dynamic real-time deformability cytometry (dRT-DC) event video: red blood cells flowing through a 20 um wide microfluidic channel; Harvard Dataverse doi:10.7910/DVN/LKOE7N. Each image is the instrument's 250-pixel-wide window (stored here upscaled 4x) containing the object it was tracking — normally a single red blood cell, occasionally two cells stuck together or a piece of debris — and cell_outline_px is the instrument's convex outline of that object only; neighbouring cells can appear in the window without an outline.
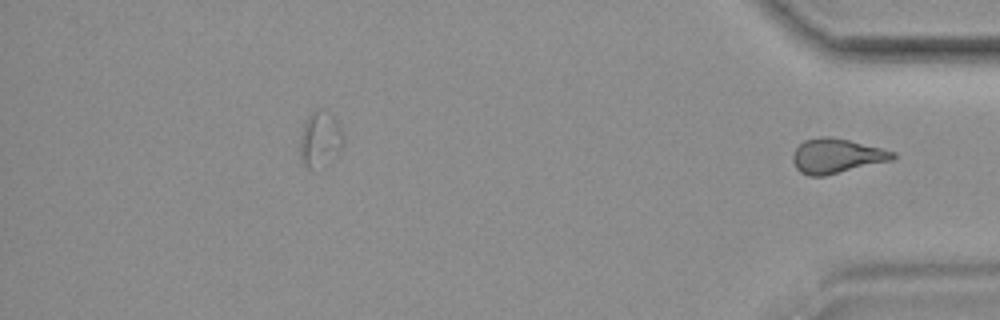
{"species": "common noctule bat (a hibernating species)", "species_latin": "Nyctalus noctula", "temperature_condition": "room temperature", "stored_images_in_passage": 40, "segment_of_instrument_passage": [2, 2], "camera_frame_rate_fps": 3000, "um_per_image_px": 0.085, "animal": {"sex": "female", "body_mass_g": 19.9}, "frame": {"image": 1, "passage_image": 40, "time_ms": 13.0, "image_size_px": [1000, 320], "cell_outline_px": [[896, 156], [892, 160], [824, 176], [808, 176], [800, 172], [796, 168], [792, 160], [792, 156], [796, 148], [804, 140], [820, 136], [828, 136], [848, 140], [896, 152]], "centroid_in_image_um": [71.08, 13.26], "position_along_channel_um": 364.1, "area_um2": 20.06}}